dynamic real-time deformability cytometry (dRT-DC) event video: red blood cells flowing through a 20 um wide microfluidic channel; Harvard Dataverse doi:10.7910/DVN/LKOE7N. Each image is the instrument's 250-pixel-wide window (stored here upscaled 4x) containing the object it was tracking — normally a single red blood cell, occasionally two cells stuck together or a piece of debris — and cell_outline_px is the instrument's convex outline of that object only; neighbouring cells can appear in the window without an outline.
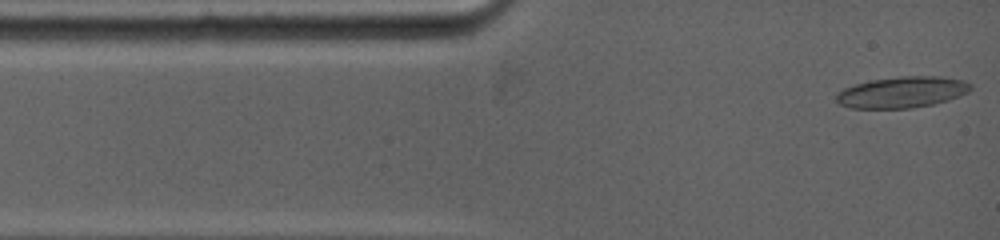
{"species": "common noctule bat (a hibernating species)", "species_latin": "Nyctalus noctula", "temperature_condition": "warm", "stored_images_in_passage": 28, "camera_frame_rate_fps": 5000, "um_per_image_px": 0.085, "animal": {"sex": "female", "body_mass_g": 19.0, "forearm_length_mm": 53.3}, "frame": {"image": 1, "passage_image": 1, "time_ms": 0.0, "image_size_px": [1000, 240], "cell_outline_px": [[972, 88], [968, 92], [948, 100], [932, 104], [912, 108], [852, 108], [840, 104], [836, 100], [836, 92], [844, 88], [856, 84], [872, 80], [900, 76], [940, 76], [964, 80], [972, 84]], "centroid_in_image_um": [76.69, 7.83], "position_along_channel_um": 8.3, "area_um2": 24.39}}
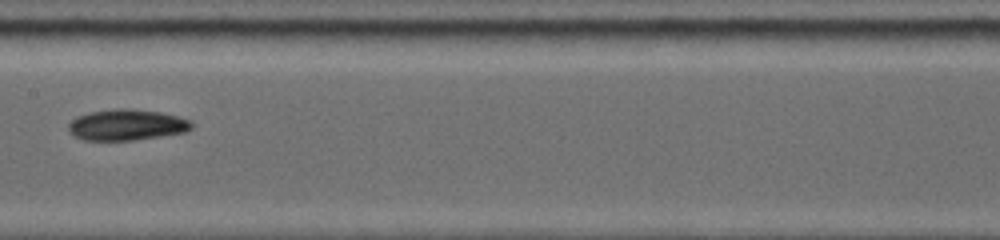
{"frame": {"image": 2, "passage_image": 16, "time_ms": 6.0, "image_size_px": [1000, 240], "cell_outline_px": [[192, 128], [184, 132], [160, 136], [132, 140], [84, 140], [68, 132], [68, 124], [76, 116], [88, 112], [116, 108], [132, 108], [160, 112], [180, 116], [192, 120]], "centroid_in_image_um": [10.77, 10.59], "position_along_channel_um": 196.6, "area_um2": 22.43}}
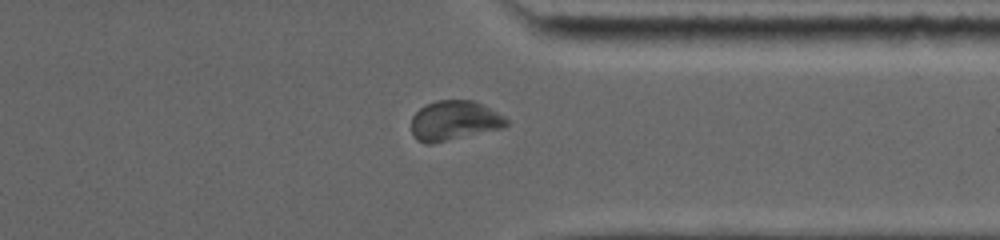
{"frame": {"image": 3, "passage_image": 28, "time_ms": 10.6, "image_size_px": [1000, 240], "cell_outline_px": [[508, 124], [504, 128], [432, 144], [424, 144], [416, 140], [412, 132], [412, 116], [420, 108], [436, 100], [472, 100], [504, 116], [508, 120]], "centroid_in_image_um": [38.6, 10.27], "position_along_channel_um": 372.8, "area_um2": 21.96}}